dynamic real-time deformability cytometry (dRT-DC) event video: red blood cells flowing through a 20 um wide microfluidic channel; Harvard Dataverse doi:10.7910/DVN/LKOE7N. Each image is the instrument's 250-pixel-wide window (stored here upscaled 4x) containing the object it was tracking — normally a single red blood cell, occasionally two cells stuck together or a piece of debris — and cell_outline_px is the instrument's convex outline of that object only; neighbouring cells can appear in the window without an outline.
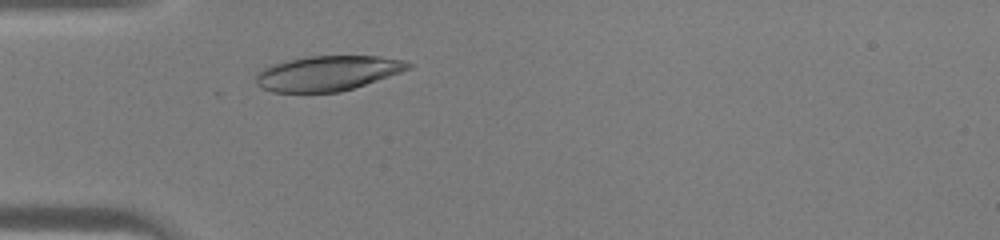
{"species": "human", "species_latin": "Homo sapiens", "temperature_condition": "warm", "stored_images_in_passage": 26, "camera_frame_rate_fps": 3000, "um_per_image_px": 0.085, "donor": {"sex": "male"}, "frame": {"image": 1, "passage_image": 2, "time_ms": 0.333, "image_size_px": [1000, 240], "cell_outline_px": [[412, 68], [340, 92], [272, 92], [260, 88], [256, 84], [256, 72], [260, 68], [284, 60], [308, 56], [380, 56], [404, 60], [412, 64]], "centroid_in_image_um": [27.78, 6.21], "position_along_channel_um": 57.2, "area_um2": 31.15}}
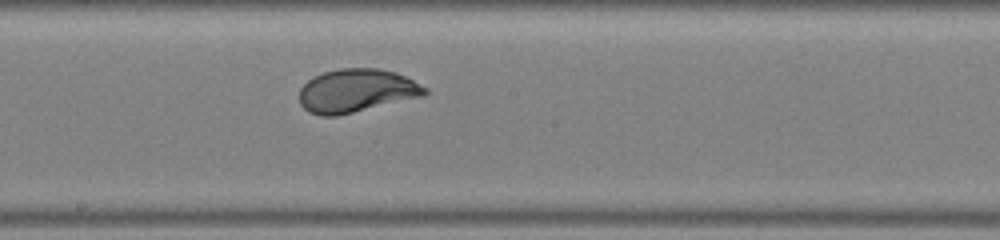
{"frame": {"image": 2, "passage_image": 13, "time_ms": 4.0, "image_size_px": [1000, 240], "cell_outline_px": [[428, 92], [424, 96], [336, 116], [320, 116], [308, 112], [300, 104], [300, 88], [312, 76], [324, 72], [340, 68], [376, 68], [396, 72], [428, 88]], "centroid_in_image_um": [30.29, 7.71], "position_along_channel_um": 217.9, "area_um2": 31.73}}
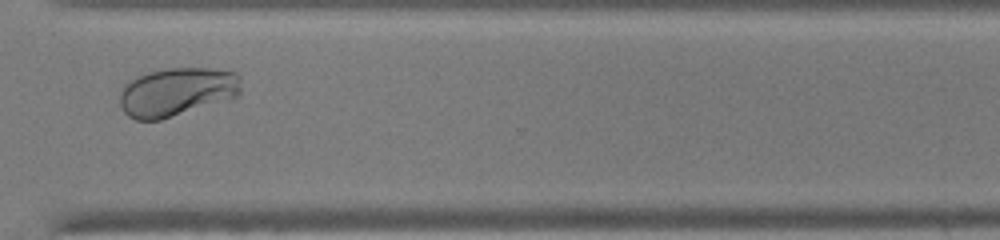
{"frame": {"image": 3, "passage_image": 22, "time_ms": 7.0, "image_size_px": [1000, 240], "cell_outline_px": [[240, 92], [232, 100], [160, 120], [136, 120], [128, 116], [124, 112], [120, 104], [120, 92], [124, 84], [128, 80], [136, 76], [148, 72], [168, 68], [208, 68], [236, 72], [240, 76]], "centroid_in_image_um": [15.04, 7.82], "position_along_channel_um": 355.6, "area_um2": 34.91}}